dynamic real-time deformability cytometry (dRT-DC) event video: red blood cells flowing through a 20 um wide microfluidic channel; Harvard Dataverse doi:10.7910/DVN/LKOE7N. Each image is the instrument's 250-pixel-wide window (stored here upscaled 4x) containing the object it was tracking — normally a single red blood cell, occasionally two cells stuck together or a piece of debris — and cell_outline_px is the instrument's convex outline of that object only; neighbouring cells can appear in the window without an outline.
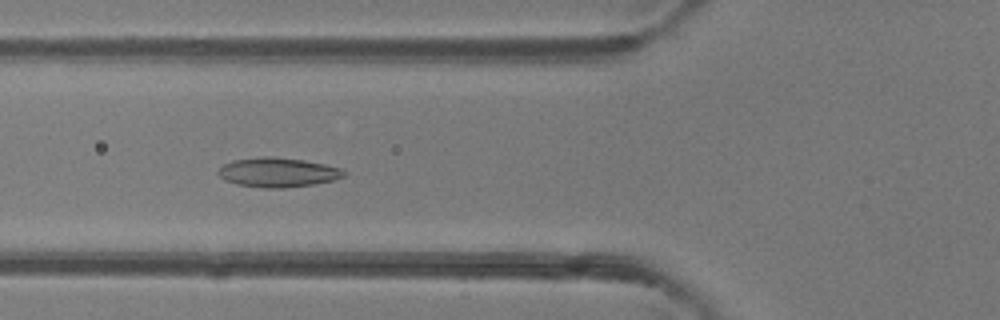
{"species": "common noctule bat (a hibernating species)", "species_latin": "Nyctalus noctula", "temperature_condition": "room temperature", "stored_images_in_passage": 44, "camera_frame_rate_fps": 3000, "um_per_image_px": 0.085, "animal": {"sex": "female"}, "frame": {"image": 1, "passage_image": 13, "time_ms": 4.0, "image_size_px": [1000, 320], "cell_outline_px": [[348, 172], [344, 176], [332, 180], [312, 184], [284, 188], [264, 188], [236, 184], [224, 180], [216, 172], [224, 164], [232, 160], [260, 156], [272, 156], [304, 160], [324, 164], [340, 168]], "centroid_in_image_um": [23.59, 14.64], "position_along_channel_um": 102.2, "area_um2": 21.62}}
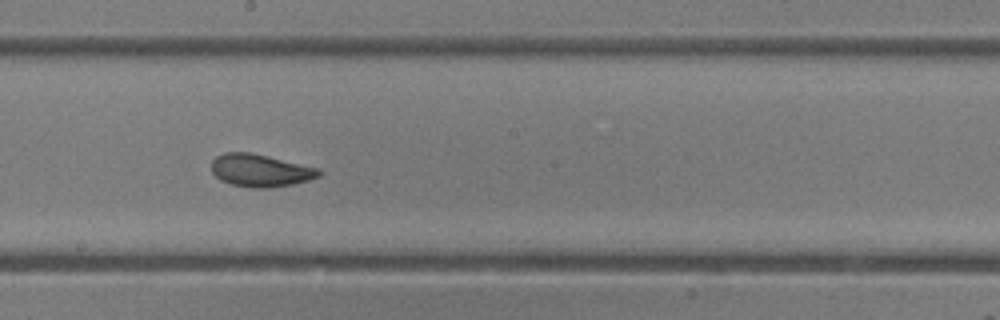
{"frame": {"image": 2, "passage_image": 22, "time_ms": 7.0, "image_size_px": [1000, 320], "cell_outline_px": [[320, 176], [308, 180], [292, 184], [268, 188], [252, 188], [232, 184], [220, 180], [212, 172], [212, 160], [216, 156], [224, 152], [252, 152], [320, 168]], "centroid_in_image_um": [22.12, 14.48], "position_along_channel_um": 226.1, "area_um2": 20.46}}
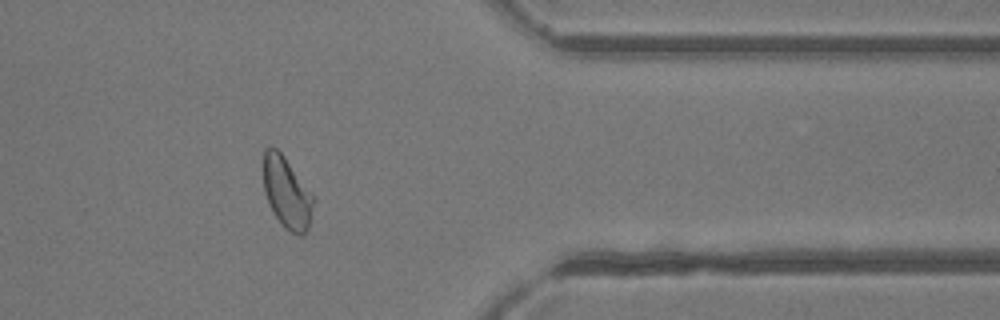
{"frame": {"image": 3, "passage_image": 35, "time_ms": 11.333, "image_size_px": [1000, 320], "cell_outline_px": [[312, 204], [308, 228], [304, 236], [300, 236], [284, 228], [280, 224], [268, 204], [264, 192], [264, 148], [276, 148], [284, 156], [312, 196]], "centroid_in_image_um": [24.33, 16.42], "position_along_channel_um": 387.1, "area_um2": 20.17}, "authors_computed_cell_mechanics": {"area_um2": 21.1837, "velocity_mm_per_s": 4.1225, "shape_relaxation_time_tau1_ms": 7.6887, "shape_relaxation_time_tau2_ms": 1.3805, "deformation_change_tau1": 0.1798, "deformation_change_tau2": 0.0831}}